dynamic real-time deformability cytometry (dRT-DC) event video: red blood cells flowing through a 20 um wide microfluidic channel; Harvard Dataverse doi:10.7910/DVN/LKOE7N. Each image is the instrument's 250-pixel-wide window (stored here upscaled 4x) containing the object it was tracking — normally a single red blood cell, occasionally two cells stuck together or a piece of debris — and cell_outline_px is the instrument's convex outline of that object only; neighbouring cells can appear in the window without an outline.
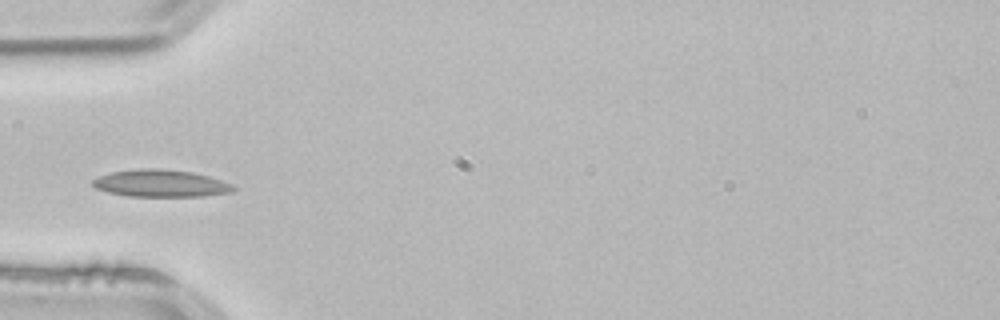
{"species": "common noctule bat (a hibernating species)", "species_latin": "Nyctalus noctula", "temperature_condition": "room temperature", "stored_images_in_passage": 3, "camera_frame_rate_fps": 3000, "um_per_image_px": 0.085, "animal": {"sex": "male", "body_mass_g": 21.5, "forearm_length_mm": 52.0}, "frame": {"image": 1, "passage_image": 3, "time_ms": 0.667, "image_size_px": [1000, 320], "cell_outline_px": [[236, 188], [232, 192], [204, 196], [128, 196], [108, 192], [96, 188], [92, 184], [92, 180], [100, 176], [112, 172], [140, 168], [160, 168], [192, 172], [208, 176], [232, 184]], "centroid_in_image_um": [13.67, 15.58], "position_along_channel_um": 71.3, "area_um2": 22.2}}